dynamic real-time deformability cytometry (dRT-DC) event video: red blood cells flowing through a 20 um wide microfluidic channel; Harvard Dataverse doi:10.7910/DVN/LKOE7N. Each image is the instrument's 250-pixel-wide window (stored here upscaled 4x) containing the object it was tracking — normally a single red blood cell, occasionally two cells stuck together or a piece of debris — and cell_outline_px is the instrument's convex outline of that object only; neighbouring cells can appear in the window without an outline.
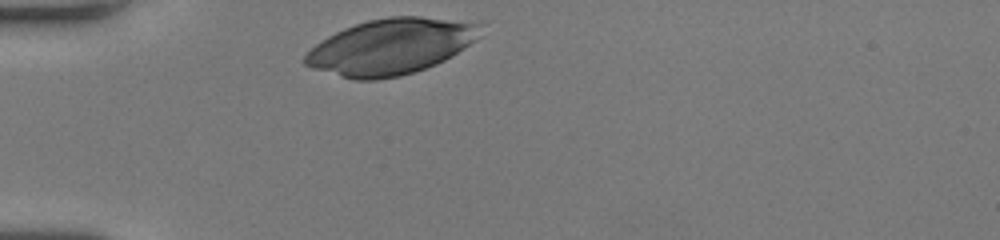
{"species": "human", "species_latin": "Homo sapiens", "temperature_condition": "room temperature", "stored_images_in_passage": 29, "camera_frame_rate_fps": 3000, "um_per_image_px": 0.085, "donor": {"sex": "female"}, "frame": {"image": 1, "passage_image": 1, "time_ms": 0.0, "image_size_px": [1000, 240], "cell_outline_px": [[464, 44], [456, 52], [424, 68], [412, 72], [396, 76], [344, 76], [308, 64], [304, 60], [308, 52], [312, 48], [324, 40], [348, 28], [372, 20], [400, 16], [412, 16], [460, 24]], "centroid_in_image_um": [32.91, 3.99], "position_along_channel_um": 52.1, "area_um2": 49.94}}
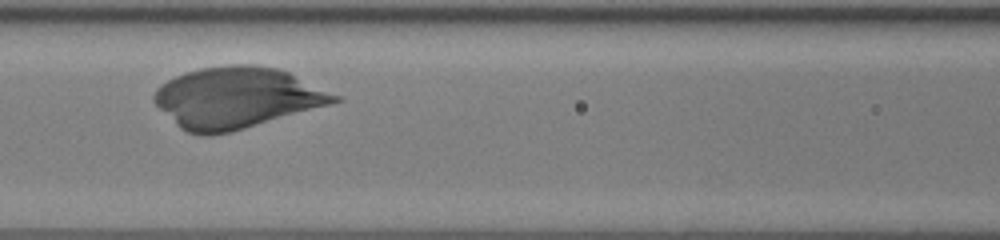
{"frame": {"image": 2, "passage_image": 10, "time_ms": 3.0, "image_size_px": [1000, 240], "cell_outline_px": [[336, 100], [240, 128], [224, 132], [192, 132], [184, 128], [156, 100], [156, 92], [164, 84], [180, 76], [192, 72], [208, 68], [268, 68], [284, 72], [336, 96]], "centroid_in_image_um": [20.07, 8.31], "position_along_channel_um": 146.5, "area_um2": 57.22}}
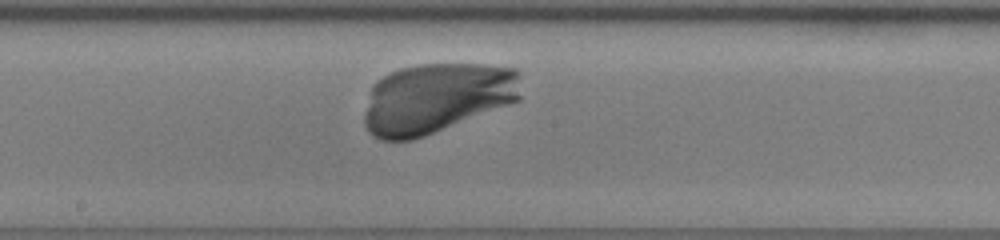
{"frame": {"image": 3, "passage_image": 15, "time_ms": 4.667, "image_size_px": [1000, 240], "cell_outline_px": [[516, 100], [420, 136], [404, 140], [388, 140], [376, 136], [368, 128], [368, 112], [376, 84], [380, 80], [396, 72], [412, 68], [500, 68], [516, 72]], "centroid_in_image_um": [37.05, 8.42], "position_along_channel_um": 211.2, "area_um2": 57.34}}